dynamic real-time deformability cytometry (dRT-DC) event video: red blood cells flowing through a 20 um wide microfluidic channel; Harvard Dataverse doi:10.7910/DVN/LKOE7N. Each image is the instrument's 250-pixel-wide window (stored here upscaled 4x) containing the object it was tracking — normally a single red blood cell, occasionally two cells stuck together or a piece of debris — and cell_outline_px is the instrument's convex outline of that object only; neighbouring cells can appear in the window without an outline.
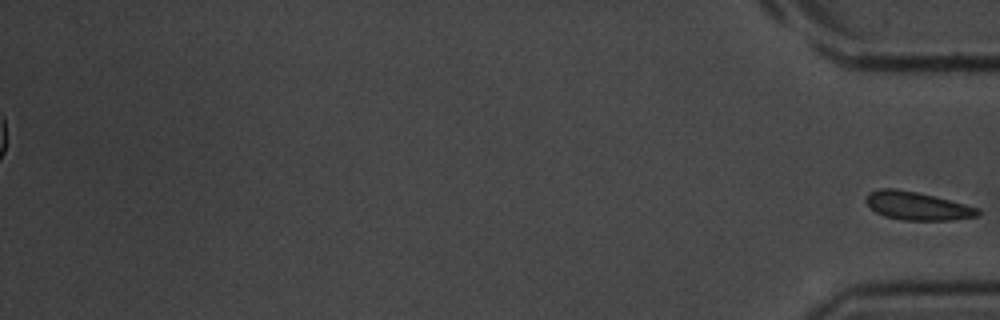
{"species": "common noctule bat (a hibernating species)", "species_latin": "Nyctalus noctula", "temperature_condition": "room temperature", "stored_images_in_passage": 35, "segment_of_instrument_passage": [2, 2], "camera_frame_rate_fps": 3000, "um_per_image_px": 0.085, "animal": {"sex": "male", "body_mass_g": 20.1, "forearm_length_mm": 53.5}, "frame": {"image": 1, "passage_image": 35, "time_ms": 11.333, "image_size_px": [1000, 320], "cell_outline_px": [[980, 212], [976, 216], [952, 220], [900, 220], [884, 216], [876, 212], [864, 200], [868, 192], [880, 188], [896, 188], [916, 192], [980, 208]], "centroid_in_image_um": [77.92, 17.5], "position_along_channel_um": 357.3, "area_um2": 18.26}}